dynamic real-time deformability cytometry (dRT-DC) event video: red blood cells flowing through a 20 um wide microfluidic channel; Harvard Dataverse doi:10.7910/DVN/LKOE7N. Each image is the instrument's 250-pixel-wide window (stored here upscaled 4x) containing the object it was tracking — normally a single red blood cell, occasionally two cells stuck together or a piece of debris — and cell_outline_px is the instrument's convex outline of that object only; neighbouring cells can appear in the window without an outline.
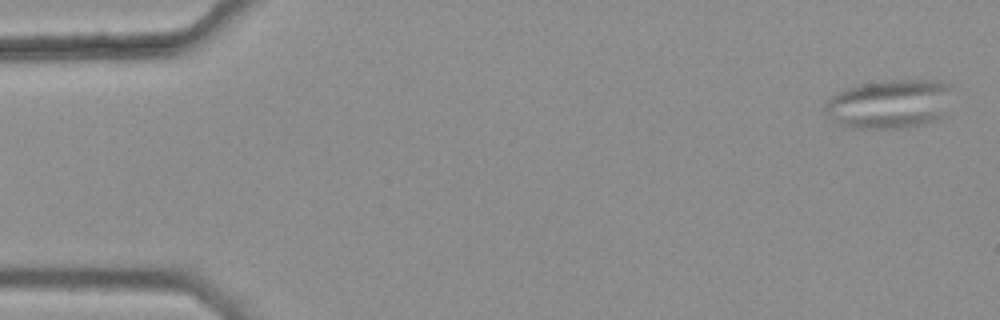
{"species": "common noctule bat (a hibernating species)", "species_latin": "Nyctalus noctula", "temperature_condition": "warm", "stored_images_in_passage": 48, "segment_of_instrument_passage": [1, 2], "camera_frame_rate_fps": 3000, "um_per_image_px": 0.085, "animal": {"sex": "female", "body_mass_g": 25.1}, "frame": {"image": 1, "passage_image": 2, "time_ms": 0.333, "image_size_px": [1000, 320], "cell_outline_px": [[952, 84], [948, 116], [924, 124], [904, 128], [848, 128], [832, 120], [824, 112], [824, 100], [844, 88], [860, 84], [888, 80], [940, 80]], "centroid_in_image_um": [75.64, 8.84], "position_along_channel_um": 9.4, "area_um2": 37.45}}
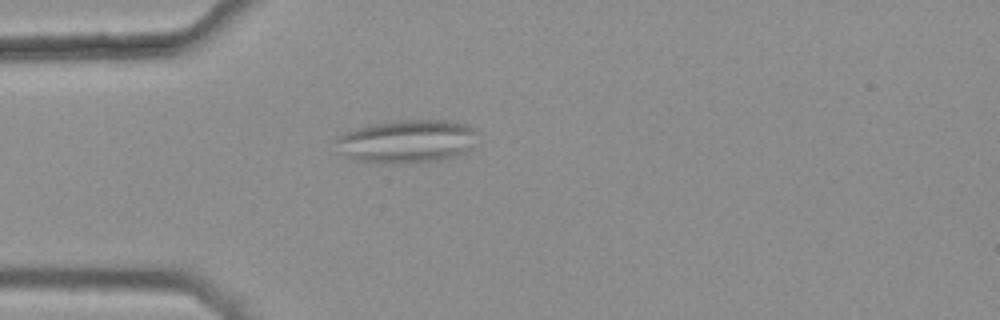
{"frame": {"image": 2, "passage_image": 15, "time_ms": 4.667, "image_size_px": [1000, 320], "cell_outline_px": [[476, 132], [468, 148], [464, 152], [452, 156], [436, 160], [392, 164], [352, 160], [344, 156], [336, 140], [340, 136], [348, 132], [360, 128], [392, 120], [444, 120], [464, 124], [472, 128]], "centroid_in_image_um": [34.55, 12.02], "position_along_channel_um": 50.5, "area_um2": 34.62}}